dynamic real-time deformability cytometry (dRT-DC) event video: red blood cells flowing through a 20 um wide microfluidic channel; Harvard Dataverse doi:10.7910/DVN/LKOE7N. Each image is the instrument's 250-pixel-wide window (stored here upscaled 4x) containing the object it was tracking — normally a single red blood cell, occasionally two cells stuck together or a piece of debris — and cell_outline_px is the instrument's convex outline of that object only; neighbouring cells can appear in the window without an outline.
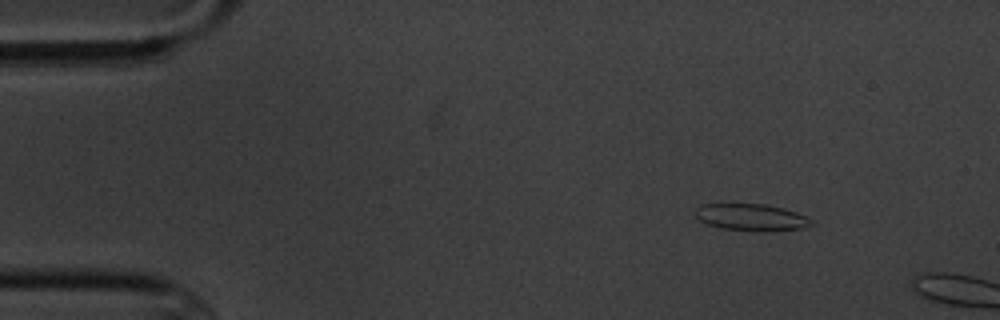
{"species": "common noctule bat (a hibernating species)", "species_latin": "Nyctalus noctula", "temperature_condition": "cold", "stored_images_in_passage": 2, "camera_frame_rate_fps": 3000, "um_per_image_px": 0.085, "animal": {"sex": "male", "body_mass_g": 20.1, "forearm_length_mm": 53.5}, "frame": {"image": 1, "passage_image": 1, "time_ms": 0.0, "image_size_px": [1000, 320], "cell_outline_px": [[816, 224], [800, 228], [764, 232], [756, 232], [720, 228], [708, 224], [700, 220], [696, 216], [696, 208], [704, 204], [764, 204], [784, 208], [808, 216]], "centroid_in_image_um": [63.91, 18.48], "position_along_channel_um": 21.1, "area_um2": 18.32}}